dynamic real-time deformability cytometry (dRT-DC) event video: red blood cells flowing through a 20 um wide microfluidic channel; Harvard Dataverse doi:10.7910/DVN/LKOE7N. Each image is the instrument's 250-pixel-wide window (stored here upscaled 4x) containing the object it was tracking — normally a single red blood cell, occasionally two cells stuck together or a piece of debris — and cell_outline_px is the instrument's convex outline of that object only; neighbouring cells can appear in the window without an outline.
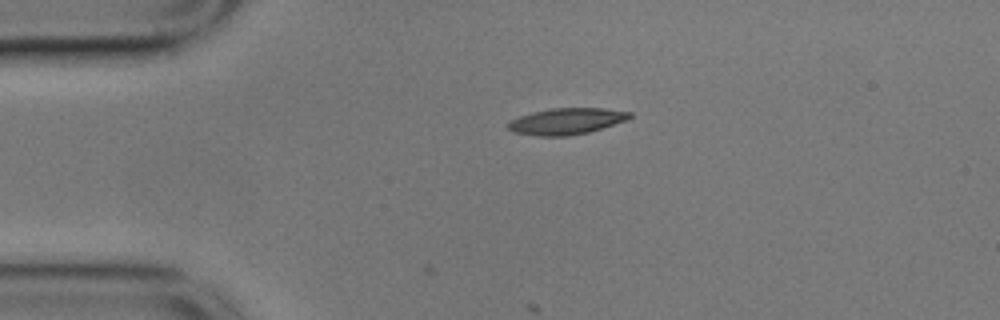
{"species": "common noctule bat (a hibernating species)", "species_latin": "Nyctalus noctula", "temperature_condition": "cold", "stored_images_in_passage": 8, "camera_frame_rate_fps": 3000, "um_per_image_px": 0.085, "animal": {"sex": "male", "body_mass_g": 17.9}, "frame": {"image": 1, "passage_image": 1, "time_ms": 0.0, "image_size_px": [1000, 320], "cell_outline_px": [[632, 116], [628, 120], [588, 132], [568, 136], [536, 136], [512, 132], [508, 128], [508, 124], [512, 120], [520, 116], [532, 112], [552, 108], [604, 108], [632, 112]], "centroid_in_image_um": [48.17, 10.3], "position_along_channel_um": 36.8, "area_um2": 18.67}}